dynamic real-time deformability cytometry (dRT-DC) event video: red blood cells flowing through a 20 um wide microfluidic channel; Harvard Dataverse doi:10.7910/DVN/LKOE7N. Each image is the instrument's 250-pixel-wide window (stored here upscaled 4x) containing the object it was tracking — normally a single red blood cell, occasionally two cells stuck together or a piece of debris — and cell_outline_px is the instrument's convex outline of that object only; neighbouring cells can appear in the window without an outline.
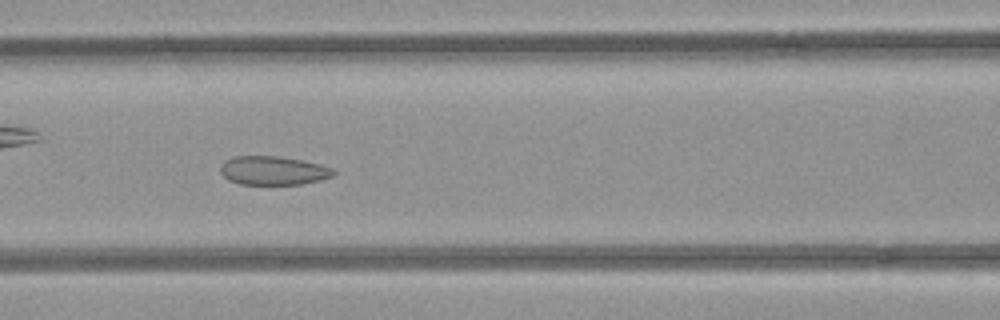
{"species": "common noctule bat (a hibernating species)", "species_latin": "Nyctalus noctula", "temperature_condition": "room temperature", "stored_images_in_passage": 52, "camera_frame_rate_fps": 3000, "um_per_image_px": 0.085, "animal": {"sex": "female", "body_mass_g": 21.9}, "frame": {"image": 1, "passage_image": 22, "time_ms": 7.0, "image_size_px": [1000, 320], "cell_outline_px": [[336, 172], [332, 176], [320, 180], [300, 184], [240, 184], [228, 180], [220, 172], [220, 164], [224, 160], [232, 156], [276, 156], [300, 160], [320, 164], [332, 168]], "centroid_in_image_um": [23.18, 14.49], "position_along_channel_um": 143.4, "area_um2": 18.96}}
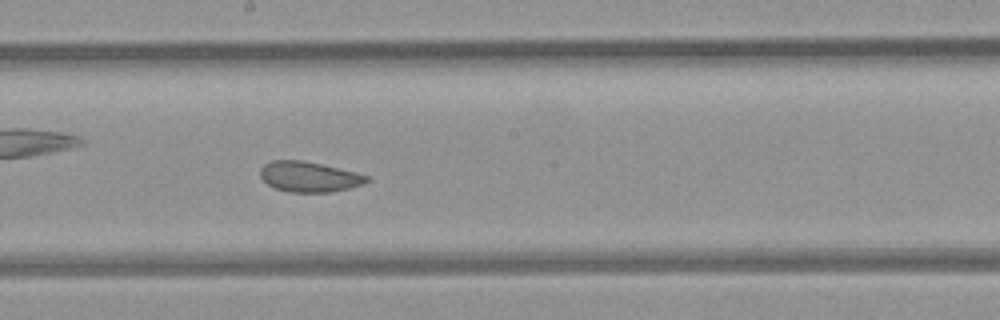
{"frame": {"image": 2, "passage_image": 28, "time_ms": 9.0, "image_size_px": [1000, 320], "cell_outline_px": [[372, 180], [348, 188], [332, 192], [288, 192], [276, 188], [268, 184], [260, 176], [260, 168], [264, 164], [272, 160], [304, 160], [356, 172], [372, 176]], "centroid_in_image_um": [26.29, 15.01], "position_along_channel_um": 221.9, "area_um2": 18.9}}
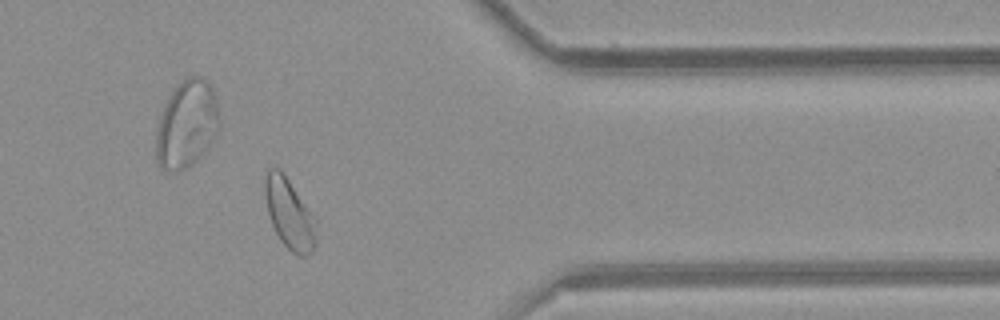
{"frame": {"image": 3, "passage_image": 42, "time_ms": 13.667, "image_size_px": [1000, 320], "cell_outline_px": [[316, 244], [312, 252], [304, 256], [300, 256], [292, 252], [280, 240], [272, 224], [268, 212], [264, 192], [264, 180], [268, 168], [280, 168], [284, 172], [316, 216]], "centroid_in_image_um": [24.62, 18.13], "position_along_channel_um": 386.8, "area_um2": 21.44}, "authors_computed_cell_mechanics": {"area_um2": 22.0507, "velocity_mm_per_s": 3.9256, "shape_relaxation_time_tau1_ms": null, "shape_relaxation_time_tau2_ms": 1.4706, "deformation_change_tau1": null, "deformation_change_tau2": 0.0758}}